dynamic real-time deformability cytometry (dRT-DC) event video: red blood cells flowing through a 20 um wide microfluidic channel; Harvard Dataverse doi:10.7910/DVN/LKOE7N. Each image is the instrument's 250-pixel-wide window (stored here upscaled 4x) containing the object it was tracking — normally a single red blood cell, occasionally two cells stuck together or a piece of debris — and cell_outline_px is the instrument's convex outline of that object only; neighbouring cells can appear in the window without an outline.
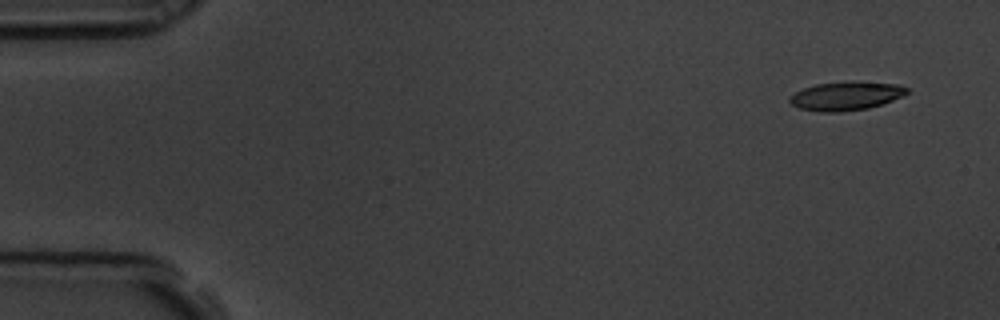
{"species": "common noctule bat (a hibernating species)", "species_latin": "Nyctalus noctula", "temperature_condition": "room temperature", "stored_images_in_passage": 5, "camera_frame_rate_fps": 3000, "um_per_image_px": 0.085, "animal": {"sex": "male", "body_mass_g": 19.5, "forearm_length_mm": 54.6}, "frame": {"image": 1, "passage_image": 1, "time_ms": 0.0, "image_size_px": [1000, 320], "cell_outline_px": [[908, 92], [904, 96], [868, 108], [840, 112], [820, 112], [800, 108], [792, 104], [788, 100], [788, 96], [804, 88], [816, 84], [900, 84], [908, 88]], "centroid_in_image_um": [71.87, 8.21], "position_along_channel_um": 13.1, "area_um2": 18.61}}
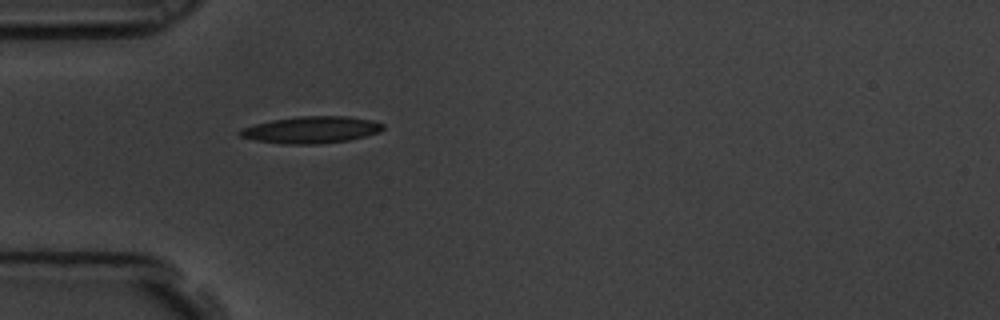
{"frame": {"image": 2, "passage_image": 5, "time_ms": 1.333, "image_size_px": [1000, 320], "cell_outline_px": [[384, 128], [380, 132], [348, 140], [316, 144], [284, 144], [256, 140], [240, 136], [236, 132], [240, 128], [272, 120], [296, 116], [348, 116], [372, 120], [384, 124]], "centroid_in_image_um": [26.45, 11.02], "position_along_channel_um": 58.6, "area_um2": 22.37}}